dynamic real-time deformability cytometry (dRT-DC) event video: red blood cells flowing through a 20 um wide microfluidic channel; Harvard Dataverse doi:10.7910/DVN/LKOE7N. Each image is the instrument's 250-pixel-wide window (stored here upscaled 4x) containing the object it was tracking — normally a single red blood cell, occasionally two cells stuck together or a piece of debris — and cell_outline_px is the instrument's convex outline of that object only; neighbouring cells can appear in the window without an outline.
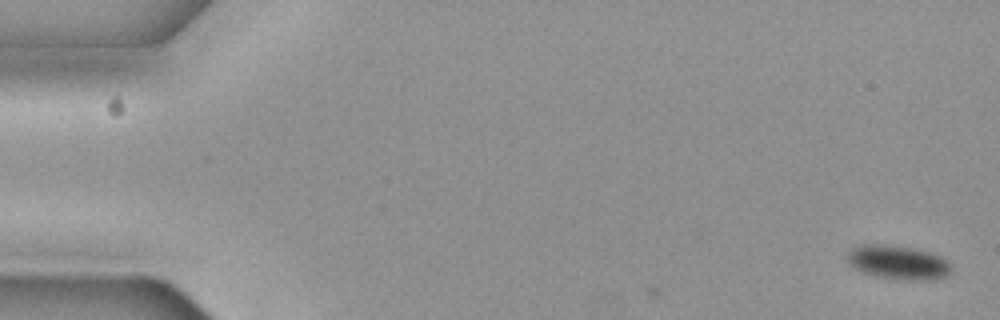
{"species": "common noctule bat (a hibernating species)", "species_latin": "Nyctalus noctula", "temperature_condition": "cold", "stored_images_in_passage": 4, "camera_frame_rate_fps": 3000, "um_per_image_px": 0.085, "animal": {"sex": "female", "body_mass_g": 19.3, "forearm_length_mm": 54.1}, "frame": {"image": 1, "passage_image": 2, "time_ms": 0.333, "image_size_px": [1000, 320], "cell_outline_px": [[952, 272], [948, 276], [940, 280], [904, 280], [876, 276], [860, 272], [852, 268], [848, 264], [848, 252], [852, 248], [860, 244], [880, 244], [912, 248], [928, 252], [940, 256], [952, 264]], "centroid_in_image_um": [76.36, 22.33], "position_along_channel_um": 8.6, "area_um2": 20.98}}